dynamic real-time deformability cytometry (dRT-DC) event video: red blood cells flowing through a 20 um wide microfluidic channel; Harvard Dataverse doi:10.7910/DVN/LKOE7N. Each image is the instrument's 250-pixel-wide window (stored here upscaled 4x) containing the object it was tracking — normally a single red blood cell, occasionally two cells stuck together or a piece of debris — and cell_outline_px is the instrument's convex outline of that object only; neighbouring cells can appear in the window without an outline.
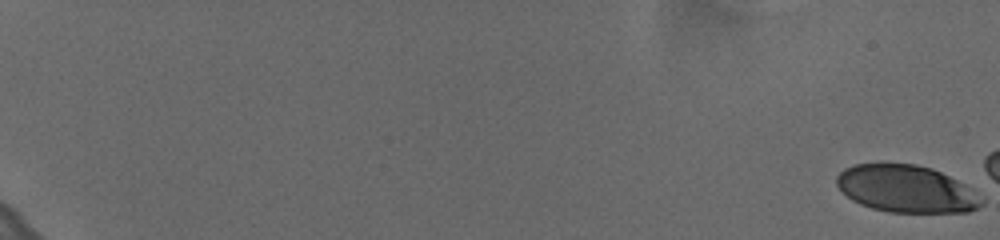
{"species": "human", "species_latin": "Homo sapiens", "temperature_condition": "cold", "stored_images_in_passage": 15, "camera_frame_rate_fps": 3000, "um_per_image_px": 0.085, "donor": {"sex": "female"}, "frame": {"image": 1, "passage_image": 1, "time_ms": 0.0, "image_size_px": [1000, 240], "cell_outline_px": [[984, 204], [968, 212], [888, 212], [872, 208], [860, 204], [852, 200], [836, 184], [836, 176], [844, 168], [856, 164], [880, 160], [884, 160], [916, 164], [932, 168], [972, 188], [984, 200]], "centroid_in_image_um": [77.0, 16.01], "position_along_channel_um": 8.0, "area_um2": 40.63}}